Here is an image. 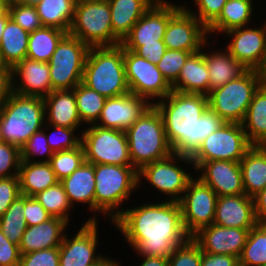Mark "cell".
I'll return each instance as SVG.
<instances>
[{
	"label": "cell",
	"instance_id": "cell-37",
	"mask_svg": "<svg viewBox=\"0 0 266 266\" xmlns=\"http://www.w3.org/2000/svg\"><path fill=\"white\" fill-rule=\"evenodd\" d=\"M73 91L81 122L86 126L95 124L100 118L107 98L82 83L76 85Z\"/></svg>",
	"mask_w": 266,
	"mask_h": 266
},
{
	"label": "cell",
	"instance_id": "cell-46",
	"mask_svg": "<svg viewBox=\"0 0 266 266\" xmlns=\"http://www.w3.org/2000/svg\"><path fill=\"white\" fill-rule=\"evenodd\" d=\"M7 9L10 17L29 33L43 27L34 6L19 5L13 0H8Z\"/></svg>",
	"mask_w": 266,
	"mask_h": 266
},
{
	"label": "cell",
	"instance_id": "cell-60",
	"mask_svg": "<svg viewBox=\"0 0 266 266\" xmlns=\"http://www.w3.org/2000/svg\"><path fill=\"white\" fill-rule=\"evenodd\" d=\"M15 3L19 5H27V6H36L41 0H13Z\"/></svg>",
	"mask_w": 266,
	"mask_h": 266
},
{
	"label": "cell",
	"instance_id": "cell-28",
	"mask_svg": "<svg viewBox=\"0 0 266 266\" xmlns=\"http://www.w3.org/2000/svg\"><path fill=\"white\" fill-rule=\"evenodd\" d=\"M207 46L209 47V50ZM210 47L211 43H209V41L203 45V48H206L204 49V60L209 74V93L210 91L239 78L247 71V69L225 48L219 51L218 49L215 50L213 47L212 51H210ZM206 50L208 51L206 52Z\"/></svg>",
	"mask_w": 266,
	"mask_h": 266
},
{
	"label": "cell",
	"instance_id": "cell-14",
	"mask_svg": "<svg viewBox=\"0 0 266 266\" xmlns=\"http://www.w3.org/2000/svg\"><path fill=\"white\" fill-rule=\"evenodd\" d=\"M184 6L185 2L179 5L169 0H156L120 45L135 52L143 45L164 44L163 38L169 20Z\"/></svg>",
	"mask_w": 266,
	"mask_h": 266
},
{
	"label": "cell",
	"instance_id": "cell-4",
	"mask_svg": "<svg viewBox=\"0 0 266 266\" xmlns=\"http://www.w3.org/2000/svg\"><path fill=\"white\" fill-rule=\"evenodd\" d=\"M94 177L95 221H99L96 216L102 213L113 222L124 211L121 208L124 202L139 189L138 171L133 166L94 164Z\"/></svg>",
	"mask_w": 266,
	"mask_h": 266
},
{
	"label": "cell",
	"instance_id": "cell-38",
	"mask_svg": "<svg viewBox=\"0 0 266 266\" xmlns=\"http://www.w3.org/2000/svg\"><path fill=\"white\" fill-rule=\"evenodd\" d=\"M239 265L266 266V224H257L250 230Z\"/></svg>",
	"mask_w": 266,
	"mask_h": 266
},
{
	"label": "cell",
	"instance_id": "cell-48",
	"mask_svg": "<svg viewBox=\"0 0 266 266\" xmlns=\"http://www.w3.org/2000/svg\"><path fill=\"white\" fill-rule=\"evenodd\" d=\"M196 9L184 6L206 28L219 16L227 0H192Z\"/></svg>",
	"mask_w": 266,
	"mask_h": 266
},
{
	"label": "cell",
	"instance_id": "cell-9",
	"mask_svg": "<svg viewBox=\"0 0 266 266\" xmlns=\"http://www.w3.org/2000/svg\"><path fill=\"white\" fill-rule=\"evenodd\" d=\"M183 165L191 166L194 169L190 157L176 153H172L165 159L147 164L138 171V186L141 188V181L146 180L145 182L151 184L152 188H155L159 194H164L165 200L178 202L188 183L194 178L191 172L189 173L184 169L185 166ZM167 196L169 198H166Z\"/></svg>",
	"mask_w": 266,
	"mask_h": 266
},
{
	"label": "cell",
	"instance_id": "cell-27",
	"mask_svg": "<svg viewBox=\"0 0 266 266\" xmlns=\"http://www.w3.org/2000/svg\"><path fill=\"white\" fill-rule=\"evenodd\" d=\"M156 0H108L113 46L119 45Z\"/></svg>",
	"mask_w": 266,
	"mask_h": 266
},
{
	"label": "cell",
	"instance_id": "cell-57",
	"mask_svg": "<svg viewBox=\"0 0 266 266\" xmlns=\"http://www.w3.org/2000/svg\"><path fill=\"white\" fill-rule=\"evenodd\" d=\"M138 266H168V257L141 256ZM141 263V264H140Z\"/></svg>",
	"mask_w": 266,
	"mask_h": 266
},
{
	"label": "cell",
	"instance_id": "cell-34",
	"mask_svg": "<svg viewBox=\"0 0 266 266\" xmlns=\"http://www.w3.org/2000/svg\"><path fill=\"white\" fill-rule=\"evenodd\" d=\"M30 33L19 26L11 17L7 20L0 40V51L9 67H14L27 57Z\"/></svg>",
	"mask_w": 266,
	"mask_h": 266
},
{
	"label": "cell",
	"instance_id": "cell-29",
	"mask_svg": "<svg viewBox=\"0 0 266 266\" xmlns=\"http://www.w3.org/2000/svg\"><path fill=\"white\" fill-rule=\"evenodd\" d=\"M172 91L193 94H209V74L204 60V49L192 53L182 67Z\"/></svg>",
	"mask_w": 266,
	"mask_h": 266
},
{
	"label": "cell",
	"instance_id": "cell-3",
	"mask_svg": "<svg viewBox=\"0 0 266 266\" xmlns=\"http://www.w3.org/2000/svg\"><path fill=\"white\" fill-rule=\"evenodd\" d=\"M81 83L106 98L130 93L123 60V47L120 44L90 47Z\"/></svg>",
	"mask_w": 266,
	"mask_h": 266
},
{
	"label": "cell",
	"instance_id": "cell-55",
	"mask_svg": "<svg viewBox=\"0 0 266 266\" xmlns=\"http://www.w3.org/2000/svg\"><path fill=\"white\" fill-rule=\"evenodd\" d=\"M13 94L12 67L0 69V106Z\"/></svg>",
	"mask_w": 266,
	"mask_h": 266
},
{
	"label": "cell",
	"instance_id": "cell-8",
	"mask_svg": "<svg viewBox=\"0 0 266 266\" xmlns=\"http://www.w3.org/2000/svg\"><path fill=\"white\" fill-rule=\"evenodd\" d=\"M69 34L89 47L113 46L108 0H77Z\"/></svg>",
	"mask_w": 266,
	"mask_h": 266
},
{
	"label": "cell",
	"instance_id": "cell-51",
	"mask_svg": "<svg viewBox=\"0 0 266 266\" xmlns=\"http://www.w3.org/2000/svg\"><path fill=\"white\" fill-rule=\"evenodd\" d=\"M24 216L27 226L39 225L52 217L34 197L25 195Z\"/></svg>",
	"mask_w": 266,
	"mask_h": 266
},
{
	"label": "cell",
	"instance_id": "cell-63",
	"mask_svg": "<svg viewBox=\"0 0 266 266\" xmlns=\"http://www.w3.org/2000/svg\"><path fill=\"white\" fill-rule=\"evenodd\" d=\"M4 142H5V139L3 137L2 125H1V117H0V144H2Z\"/></svg>",
	"mask_w": 266,
	"mask_h": 266
},
{
	"label": "cell",
	"instance_id": "cell-1",
	"mask_svg": "<svg viewBox=\"0 0 266 266\" xmlns=\"http://www.w3.org/2000/svg\"><path fill=\"white\" fill-rule=\"evenodd\" d=\"M111 225L139 256L168 257L190 238L177 201H149L138 207H125Z\"/></svg>",
	"mask_w": 266,
	"mask_h": 266
},
{
	"label": "cell",
	"instance_id": "cell-10",
	"mask_svg": "<svg viewBox=\"0 0 266 266\" xmlns=\"http://www.w3.org/2000/svg\"><path fill=\"white\" fill-rule=\"evenodd\" d=\"M85 161L92 164L133 166L124 130L103 128L95 124L81 131Z\"/></svg>",
	"mask_w": 266,
	"mask_h": 266
},
{
	"label": "cell",
	"instance_id": "cell-42",
	"mask_svg": "<svg viewBox=\"0 0 266 266\" xmlns=\"http://www.w3.org/2000/svg\"><path fill=\"white\" fill-rule=\"evenodd\" d=\"M50 129H52V131H50L49 134L47 133V130ZM43 130L46 131L47 141L53 153L74 149L81 144V134H79V132L77 135L75 134L78 131L77 129H70L45 123Z\"/></svg>",
	"mask_w": 266,
	"mask_h": 266
},
{
	"label": "cell",
	"instance_id": "cell-53",
	"mask_svg": "<svg viewBox=\"0 0 266 266\" xmlns=\"http://www.w3.org/2000/svg\"><path fill=\"white\" fill-rule=\"evenodd\" d=\"M239 259L232 255L202 252L201 266H238Z\"/></svg>",
	"mask_w": 266,
	"mask_h": 266
},
{
	"label": "cell",
	"instance_id": "cell-32",
	"mask_svg": "<svg viewBox=\"0 0 266 266\" xmlns=\"http://www.w3.org/2000/svg\"><path fill=\"white\" fill-rule=\"evenodd\" d=\"M18 177L21 195L28 197L60 182L49 162L21 161Z\"/></svg>",
	"mask_w": 266,
	"mask_h": 266
},
{
	"label": "cell",
	"instance_id": "cell-18",
	"mask_svg": "<svg viewBox=\"0 0 266 266\" xmlns=\"http://www.w3.org/2000/svg\"><path fill=\"white\" fill-rule=\"evenodd\" d=\"M208 39L207 28L182 7L169 20L163 42L166 49L196 53L202 49Z\"/></svg>",
	"mask_w": 266,
	"mask_h": 266
},
{
	"label": "cell",
	"instance_id": "cell-25",
	"mask_svg": "<svg viewBox=\"0 0 266 266\" xmlns=\"http://www.w3.org/2000/svg\"><path fill=\"white\" fill-rule=\"evenodd\" d=\"M45 105V123L55 126L77 129L85 126L78 115L73 89L56 90L43 97Z\"/></svg>",
	"mask_w": 266,
	"mask_h": 266
},
{
	"label": "cell",
	"instance_id": "cell-62",
	"mask_svg": "<svg viewBox=\"0 0 266 266\" xmlns=\"http://www.w3.org/2000/svg\"><path fill=\"white\" fill-rule=\"evenodd\" d=\"M8 0H0V14L7 8Z\"/></svg>",
	"mask_w": 266,
	"mask_h": 266
},
{
	"label": "cell",
	"instance_id": "cell-2",
	"mask_svg": "<svg viewBox=\"0 0 266 266\" xmlns=\"http://www.w3.org/2000/svg\"><path fill=\"white\" fill-rule=\"evenodd\" d=\"M154 105L163 118L170 147L179 155L191 157L202 141L225 123L208 107L204 94L171 91Z\"/></svg>",
	"mask_w": 266,
	"mask_h": 266
},
{
	"label": "cell",
	"instance_id": "cell-20",
	"mask_svg": "<svg viewBox=\"0 0 266 266\" xmlns=\"http://www.w3.org/2000/svg\"><path fill=\"white\" fill-rule=\"evenodd\" d=\"M251 229L221 227L216 224L201 228L191 238L202 252L232 255L239 259Z\"/></svg>",
	"mask_w": 266,
	"mask_h": 266
},
{
	"label": "cell",
	"instance_id": "cell-19",
	"mask_svg": "<svg viewBox=\"0 0 266 266\" xmlns=\"http://www.w3.org/2000/svg\"><path fill=\"white\" fill-rule=\"evenodd\" d=\"M194 173H198V178L213 189L218 197L245 194L239 162L207 161L203 162Z\"/></svg>",
	"mask_w": 266,
	"mask_h": 266
},
{
	"label": "cell",
	"instance_id": "cell-44",
	"mask_svg": "<svg viewBox=\"0 0 266 266\" xmlns=\"http://www.w3.org/2000/svg\"><path fill=\"white\" fill-rule=\"evenodd\" d=\"M192 52L166 49L157 68L172 86L179 77L180 71Z\"/></svg>",
	"mask_w": 266,
	"mask_h": 266
},
{
	"label": "cell",
	"instance_id": "cell-45",
	"mask_svg": "<svg viewBox=\"0 0 266 266\" xmlns=\"http://www.w3.org/2000/svg\"><path fill=\"white\" fill-rule=\"evenodd\" d=\"M202 250L190 237L185 243L174 248L168 256V266H201Z\"/></svg>",
	"mask_w": 266,
	"mask_h": 266
},
{
	"label": "cell",
	"instance_id": "cell-21",
	"mask_svg": "<svg viewBox=\"0 0 266 266\" xmlns=\"http://www.w3.org/2000/svg\"><path fill=\"white\" fill-rule=\"evenodd\" d=\"M150 105L143 97L131 92L107 98L95 125L126 131Z\"/></svg>",
	"mask_w": 266,
	"mask_h": 266
},
{
	"label": "cell",
	"instance_id": "cell-61",
	"mask_svg": "<svg viewBox=\"0 0 266 266\" xmlns=\"http://www.w3.org/2000/svg\"><path fill=\"white\" fill-rule=\"evenodd\" d=\"M9 66L7 65V63L4 61L2 53L0 51V69H8Z\"/></svg>",
	"mask_w": 266,
	"mask_h": 266
},
{
	"label": "cell",
	"instance_id": "cell-47",
	"mask_svg": "<svg viewBox=\"0 0 266 266\" xmlns=\"http://www.w3.org/2000/svg\"><path fill=\"white\" fill-rule=\"evenodd\" d=\"M21 164V149L4 142L0 144V178L18 176Z\"/></svg>",
	"mask_w": 266,
	"mask_h": 266
},
{
	"label": "cell",
	"instance_id": "cell-31",
	"mask_svg": "<svg viewBox=\"0 0 266 266\" xmlns=\"http://www.w3.org/2000/svg\"><path fill=\"white\" fill-rule=\"evenodd\" d=\"M239 163L245 194L254 197L266 187V146L253 145Z\"/></svg>",
	"mask_w": 266,
	"mask_h": 266
},
{
	"label": "cell",
	"instance_id": "cell-24",
	"mask_svg": "<svg viewBox=\"0 0 266 266\" xmlns=\"http://www.w3.org/2000/svg\"><path fill=\"white\" fill-rule=\"evenodd\" d=\"M69 225L64 219L52 216L39 225L27 226L19 244L20 254L60 247Z\"/></svg>",
	"mask_w": 266,
	"mask_h": 266
},
{
	"label": "cell",
	"instance_id": "cell-23",
	"mask_svg": "<svg viewBox=\"0 0 266 266\" xmlns=\"http://www.w3.org/2000/svg\"><path fill=\"white\" fill-rule=\"evenodd\" d=\"M213 223L221 227L254 228L257 221L253 197L246 194L218 197Z\"/></svg>",
	"mask_w": 266,
	"mask_h": 266
},
{
	"label": "cell",
	"instance_id": "cell-56",
	"mask_svg": "<svg viewBox=\"0 0 266 266\" xmlns=\"http://www.w3.org/2000/svg\"><path fill=\"white\" fill-rule=\"evenodd\" d=\"M253 201L257 224H266V187L253 197Z\"/></svg>",
	"mask_w": 266,
	"mask_h": 266
},
{
	"label": "cell",
	"instance_id": "cell-39",
	"mask_svg": "<svg viewBox=\"0 0 266 266\" xmlns=\"http://www.w3.org/2000/svg\"><path fill=\"white\" fill-rule=\"evenodd\" d=\"M26 229L24 195H20L0 217V230L10 242L19 245Z\"/></svg>",
	"mask_w": 266,
	"mask_h": 266
},
{
	"label": "cell",
	"instance_id": "cell-58",
	"mask_svg": "<svg viewBox=\"0 0 266 266\" xmlns=\"http://www.w3.org/2000/svg\"><path fill=\"white\" fill-rule=\"evenodd\" d=\"M107 255L105 254V257L98 262L97 264L93 265V266H121L119 263L120 261H116L115 258H111V257H106Z\"/></svg>",
	"mask_w": 266,
	"mask_h": 266
},
{
	"label": "cell",
	"instance_id": "cell-12",
	"mask_svg": "<svg viewBox=\"0 0 266 266\" xmlns=\"http://www.w3.org/2000/svg\"><path fill=\"white\" fill-rule=\"evenodd\" d=\"M252 146L241 124L225 122L202 141L190 159L194 170L207 161L240 162Z\"/></svg>",
	"mask_w": 266,
	"mask_h": 266
},
{
	"label": "cell",
	"instance_id": "cell-35",
	"mask_svg": "<svg viewBox=\"0 0 266 266\" xmlns=\"http://www.w3.org/2000/svg\"><path fill=\"white\" fill-rule=\"evenodd\" d=\"M76 0H41L35 8L43 26L56 27L69 33Z\"/></svg>",
	"mask_w": 266,
	"mask_h": 266
},
{
	"label": "cell",
	"instance_id": "cell-49",
	"mask_svg": "<svg viewBox=\"0 0 266 266\" xmlns=\"http://www.w3.org/2000/svg\"><path fill=\"white\" fill-rule=\"evenodd\" d=\"M19 266H59V247L21 254Z\"/></svg>",
	"mask_w": 266,
	"mask_h": 266
},
{
	"label": "cell",
	"instance_id": "cell-11",
	"mask_svg": "<svg viewBox=\"0 0 266 266\" xmlns=\"http://www.w3.org/2000/svg\"><path fill=\"white\" fill-rule=\"evenodd\" d=\"M89 46L67 33L58 43L48 65L52 90H71L82 82Z\"/></svg>",
	"mask_w": 266,
	"mask_h": 266
},
{
	"label": "cell",
	"instance_id": "cell-26",
	"mask_svg": "<svg viewBox=\"0 0 266 266\" xmlns=\"http://www.w3.org/2000/svg\"><path fill=\"white\" fill-rule=\"evenodd\" d=\"M70 205H86L94 213L87 221H95V177L94 164L84 161L70 176L60 181ZM76 203V204H75Z\"/></svg>",
	"mask_w": 266,
	"mask_h": 266
},
{
	"label": "cell",
	"instance_id": "cell-43",
	"mask_svg": "<svg viewBox=\"0 0 266 266\" xmlns=\"http://www.w3.org/2000/svg\"><path fill=\"white\" fill-rule=\"evenodd\" d=\"M44 155V159L41 157ZM34 156L41 157L38 159ZM53 156V151L50 149L46 132L41 129L40 131L32 134L27 143L21 148V161L28 162H49ZM46 157V158H45Z\"/></svg>",
	"mask_w": 266,
	"mask_h": 266
},
{
	"label": "cell",
	"instance_id": "cell-52",
	"mask_svg": "<svg viewBox=\"0 0 266 266\" xmlns=\"http://www.w3.org/2000/svg\"><path fill=\"white\" fill-rule=\"evenodd\" d=\"M19 245L9 241L0 230V266H19Z\"/></svg>",
	"mask_w": 266,
	"mask_h": 266
},
{
	"label": "cell",
	"instance_id": "cell-59",
	"mask_svg": "<svg viewBox=\"0 0 266 266\" xmlns=\"http://www.w3.org/2000/svg\"><path fill=\"white\" fill-rule=\"evenodd\" d=\"M10 18V14L8 9L6 8L1 14H0V40L3 34V31L6 26L7 20Z\"/></svg>",
	"mask_w": 266,
	"mask_h": 266
},
{
	"label": "cell",
	"instance_id": "cell-5",
	"mask_svg": "<svg viewBox=\"0 0 266 266\" xmlns=\"http://www.w3.org/2000/svg\"><path fill=\"white\" fill-rule=\"evenodd\" d=\"M125 132L130 159L137 171L173 153L166 137L163 118L155 105H150Z\"/></svg>",
	"mask_w": 266,
	"mask_h": 266
},
{
	"label": "cell",
	"instance_id": "cell-15",
	"mask_svg": "<svg viewBox=\"0 0 266 266\" xmlns=\"http://www.w3.org/2000/svg\"><path fill=\"white\" fill-rule=\"evenodd\" d=\"M218 195L194 177L187 185L181 199L182 222L186 233L192 237L201 228L213 224Z\"/></svg>",
	"mask_w": 266,
	"mask_h": 266
},
{
	"label": "cell",
	"instance_id": "cell-54",
	"mask_svg": "<svg viewBox=\"0 0 266 266\" xmlns=\"http://www.w3.org/2000/svg\"><path fill=\"white\" fill-rule=\"evenodd\" d=\"M166 51L165 44H151L140 46L135 53L140 57L151 61L154 65H157Z\"/></svg>",
	"mask_w": 266,
	"mask_h": 266
},
{
	"label": "cell",
	"instance_id": "cell-33",
	"mask_svg": "<svg viewBox=\"0 0 266 266\" xmlns=\"http://www.w3.org/2000/svg\"><path fill=\"white\" fill-rule=\"evenodd\" d=\"M241 125L252 145L266 146V84L254 93Z\"/></svg>",
	"mask_w": 266,
	"mask_h": 266
},
{
	"label": "cell",
	"instance_id": "cell-16",
	"mask_svg": "<svg viewBox=\"0 0 266 266\" xmlns=\"http://www.w3.org/2000/svg\"><path fill=\"white\" fill-rule=\"evenodd\" d=\"M254 27H239L223 33L230 40L225 49L247 70L263 72L266 67V21L262 27Z\"/></svg>",
	"mask_w": 266,
	"mask_h": 266
},
{
	"label": "cell",
	"instance_id": "cell-7",
	"mask_svg": "<svg viewBox=\"0 0 266 266\" xmlns=\"http://www.w3.org/2000/svg\"><path fill=\"white\" fill-rule=\"evenodd\" d=\"M263 83V72L247 70L239 78L210 91L208 107L225 122L241 124L254 93Z\"/></svg>",
	"mask_w": 266,
	"mask_h": 266
},
{
	"label": "cell",
	"instance_id": "cell-36",
	"mask_svg": "<svg viewBox=\"0 0 266 266\" xmlns=\"http://www.w3.org/2000/svg\"><path fill=\"white\" fill-rule=\"evenodd\" d=\"M66 34V31L59 28L47 26L30 32L26 58L48 63L58 43Z\"/></svg>",
	"mask_w": 266,
	"mask_h": 266
},
{
	"label": "cell",
	"instance_id": "cell-17",
	"mask_svg": "<svg viewBox=\"0 0 266 266\" xmlns=\"http://www.w3.org/2000/svg\"><path fill=\"white\" fill-rule=\"evenodd\" d=\"M98 225L97 221H84L75 235L64 234L59 247V266H93L105 257L97 253Z\"/></svg>",
	"mask_w": 266,
	"mask_h": 266
},
{
	"label": "cell",
	"instance_id": "cell-41",
	"mask_svg": "<svg viewBox=\"0 0 266 266\" xmlns=\"http://www.w3.org/2000/svg\"><path fill=\"white\" fill-rule=\"evenodd\" d=\"M85 161L84 149L80 144L77 148L54 152L49 164L54 171L57 179L70 176Z\"/></svg>",
	"mask_w": 266,
	"mask_h": 266
},
{
	"label": "cell",
	"instance_id": "cell-30",
	"mask_svg": "<svg viewBox=\"0 0 266 266\" xmlns=\"http://www.w3.org/2000/svg\"><path fill=\"white\" fill-rule=\"evenodd\" d=\"M253 0H227L219 16L207 27V34L217 36V33H225L231 29L250 26L255 20ZM214 33V34H213Z\"/></svg>",
	"mask_w": 266,
	"mask_h": 266
},
{
	"label": "cell",
	"instance_id": "cell-13",
	"mask_svg": "<svg viewBox=\"0 0 266 266\" xmlns=\"http://www.w3.org/2000/svg\"><path fill=\"white\" fill-rule=\"evenodd\" d=\"M123 60L127 83L132 94L143 97L154 105L155 101L164 99L172 91V86L157 65L151 61L125 48H123Z\"/></svg>",
	"mask_w": 266,
	"mask_h": 266
},
{
	"label": "cell",
	"instance_id": "cell-40",
	"mask_svg": "<svg viewBox=\"0 0 266 266\" xmlns=\"http://www.w3.org/2000/svg\"><path fill=\"white\" fill-rule=\"evenodd\" d=\"M53 217H59L70 223L71 210L67 194L60 182L48 187L46 190L38 192L33 196ZM71 209V210H70Z\"/></svg>",
	"mask_w": 266,
	"mask_h": 266
},
{
	"label": "cell",
	"instance_id": "cell-6",
	"mask_svg": "<svg viewBox=\"0 0 266 266\" xmlns=\"http://www.w3.org/2000/svg\"><path fill=\"white\" fill-rule=\"evenodd\" d=\"M0 117L5 142L21 149L32 134L44 127L43 97L13 92L0 106Z\"/></svg>",
	"mask_w": 266,
	"mask_h": 266
},
{
	"label": "cell",
	"instance_id": "cell-64",
	"mask_svg": "<svg viewBox=\"0 0 266 266\" xmlns=\"http://www.w3.org/2000/svg\"><path fill=\"white\" fill-rule=\"evenodd\" d=\"M263 80H264V84H266V67L263 71Z\"/></svg>",
	"mask_w": 266,
	"mask_h": 266
},
{
	"label": "cell",
	"instance_id": "cell-50",
	"mask_svg": "<svg viewBox=\"0 0 266 266\" xmlns=\"http://www.w3.org/2000/svg\"><path fill=\"white\" fill-rule=\"evenodd\" d=\"M20 195L21 191L18 176L0 178V217Z\"/></svg>",
	"mask_w": 266,
	"mask_h": 266
},
{
	"label": "cell",
	"instance_id": "cell-22",
	"mask_svg": "<svg viewBox=\"0 0 266 266\" xmlns=\"http://www.w3.org/2000/svg\"><path fill=\"white\" fill-rule=\"evenodd\" d=\"M12 71L13 92L17 94L45 97L53 91L47 62L25 58Z\"/></svg>",
	"mask_w": 266,
	"mask_h": 266
}]
</instances>
